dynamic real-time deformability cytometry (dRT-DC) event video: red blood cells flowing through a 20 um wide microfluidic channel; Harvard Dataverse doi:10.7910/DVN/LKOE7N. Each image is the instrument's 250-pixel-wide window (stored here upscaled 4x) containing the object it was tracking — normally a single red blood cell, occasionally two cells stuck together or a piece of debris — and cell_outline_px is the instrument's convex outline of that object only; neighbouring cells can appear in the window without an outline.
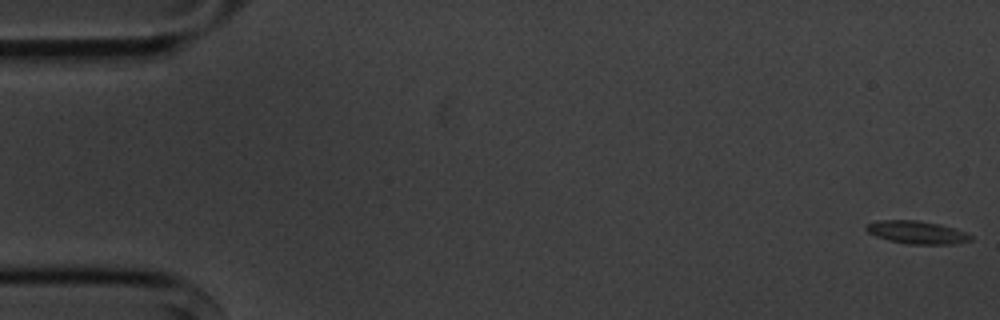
{"species": "common noctule bat (a hibernating species)", "species_latin": "Nyctalus noctula", "temperature_condition": "cold", "stored_images_in_passage": 10, "camera_frame_rate_fps": 3000, "um_per_image_px": 0.085, "animal": {"sex": "male", "body_mass_g": 20.1, "forearm_length_mm": 53.5}, "frame": {"image": 1, "passage_image": 1, "time_ms": 0.0, "image_size_px": [1000, 320], "cell_outline_px": [[972, 240], [952, 244], [908, 244], [888, 240], [876, 236], [868, 232], [864, 228], [868, 224], [876, 220], [916, 220], [940, 224], [964, 232], [972, 236]], "centroid_in_image_um": [77.9, 19.75], "position_along_channel_um": 7.1, "area_um2": 13.81}}
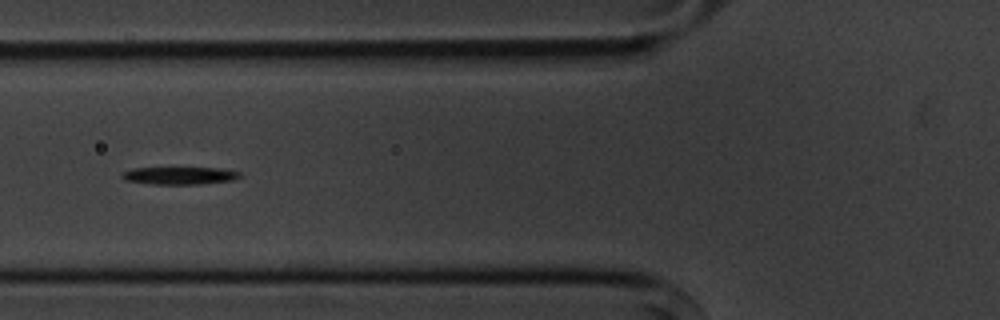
{"frame": {"image": 2, "passage_image": 6, "time_ms": 6.667, "image_size_px": [1000, 320], "cell_outline_px": [[240, 176], [232, 180], [200, 184], [152, 184], [124, 180], [120, 176], [124, 172], [132, 168], [224, 168], [240, 172]], "centroid_in_image_um": [15.26, 14.92], "position_along_channel_um": 110.5, "area_um2": 11.96}}
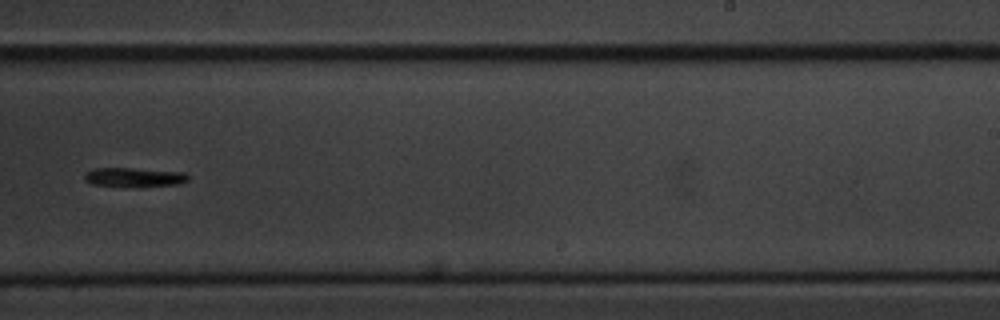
{"frame": {"image": 3, "passage_image": 10, "time_ms": 11.333, "image_size_px": [1000, 320], "cell_outline_px": [[188, 180], [180, 184], [92, 184], [84, 180], [84, 176], [88, 172], [96, 168], [132, 168], [184, 172], [188, 176]], "centroid_in_image_um": [11.42, 15.01], "position_along_channel_um": 277.6, "area_um2": 10.58}}